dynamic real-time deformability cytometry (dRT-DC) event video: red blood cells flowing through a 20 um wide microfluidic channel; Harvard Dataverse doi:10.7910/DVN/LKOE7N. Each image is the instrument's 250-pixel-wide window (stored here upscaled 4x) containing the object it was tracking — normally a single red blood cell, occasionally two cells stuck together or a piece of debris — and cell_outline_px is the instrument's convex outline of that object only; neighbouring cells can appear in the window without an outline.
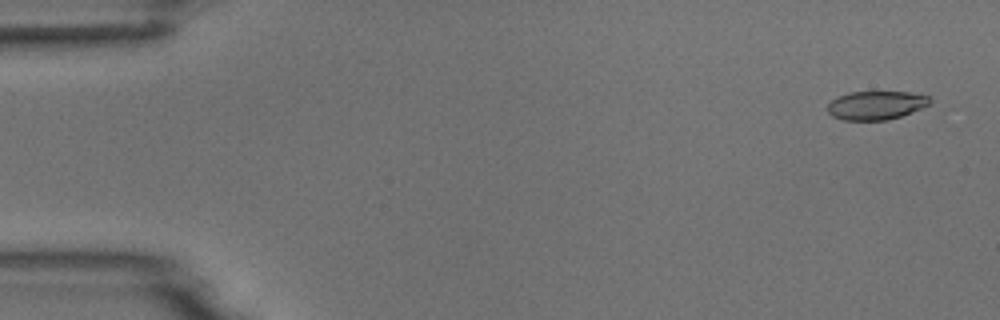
{"species": "common noctule bat (a hibernating species)", "species_latin": "Nyctalus noctula", "temperature_condition": "room temperature", "stored_images_in_passage": 4, "camera_frame_rate_fps": 3000, "um_per_image_px": 0.085, "animal": {"sex": "male", "body_mass_g": 18.8}, "frame": {"image": 1, "passage_image": 1, "time_ms": 0.0, "image_size_px": [1000, 320], "cell_outline_px": [[932, 100], [924, 108], [888, 120], [844, 120], [832, 116], [828, 112], [828, 104], [832, 100], [848, 92], [908, 92], [928, 96]], "centroid_in_image_um": [74.48, 8.95], "position_along_channel_um": 10.5, "area_um2": 16.99}}
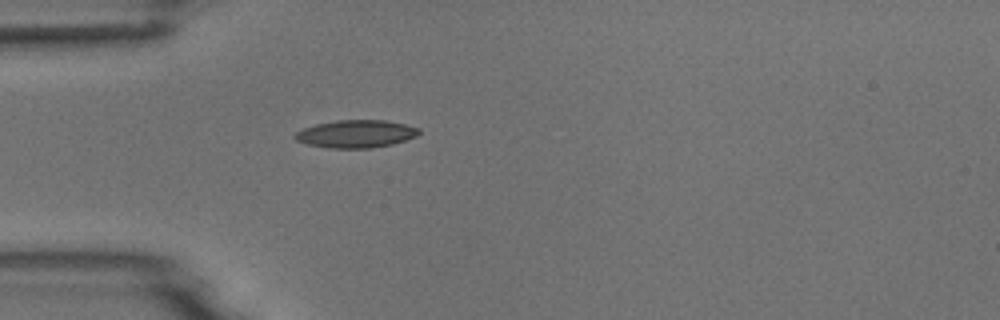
{"frame": {"image": 2, "passage_image": 4, "time_ms": 4.333, "image_size_px": [1000, 320], "cell_outline_px": [[420, 132], [416, 136], [392, 144], [372, 148], [328, 148], [308, 144], [296, 140], [292, 136], [296, 132], [304, 128], [316, 124], [336, 120], [384, 120], [404, 124], [420, 128]], "centroid_in_image_um": [30.24, 11.38], "position_along_channel_um": 54.8, "area_um2": 19.94}}